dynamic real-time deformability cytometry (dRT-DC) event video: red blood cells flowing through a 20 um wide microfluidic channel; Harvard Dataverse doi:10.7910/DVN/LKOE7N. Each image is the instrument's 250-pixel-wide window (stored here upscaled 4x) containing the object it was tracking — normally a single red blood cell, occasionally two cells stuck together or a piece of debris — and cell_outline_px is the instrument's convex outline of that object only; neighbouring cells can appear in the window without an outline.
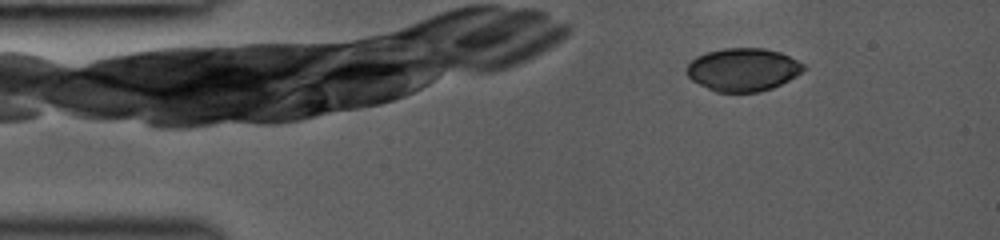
{"species": "common noctule bat (a hibernating species)", "species_latin": "Nyctalus noctula", "temperature_condition": "room temperature", "stored_images_in_passage": 17, "camera_frame_rate_fps": 3000, "um_per_image_px": 0.085, "animal": {"sex": "female", "body_mass_g": 19.0, "forearm_length_mm": 53.3}, "frame": {"image": 1, "passage_image": 1, "time_ms": 0.0, "image_size_px": [1000, 240], "cell_outline_px": [[808, 68], [796, 76], [772, 88], [760, 92], [716, 92], [692, 80], [688, 76], [688, 64], [696, 56], [704, 52], [724, 48], [764, 48], [780, 52], [804, 64]], "centroid_in_image_um": [63.17, 5.91], "position_along_channel_um": 21.8, "area_um2": 29.25}}
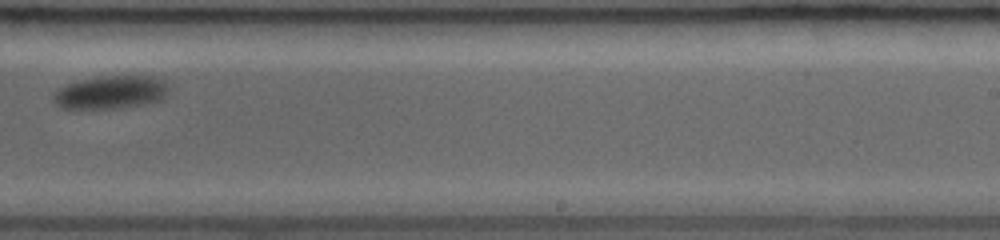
{"frame": {"image": 2, "passage_image": 13, "time_ms": 9.0, "image_size_px": [1000, 240], "cell_outline_px": [[168, 96], [164, 100], [144, 104], [116, 108], [64, 108], [56, 104], [52, 100], [52, 92], [68, 84], [100, 76], [152, 76], [168, 80]], "centroid_in_image_um": [9.49, 7.84], "position_along_channel_um": 279.5, "area_um2": 22.43}}
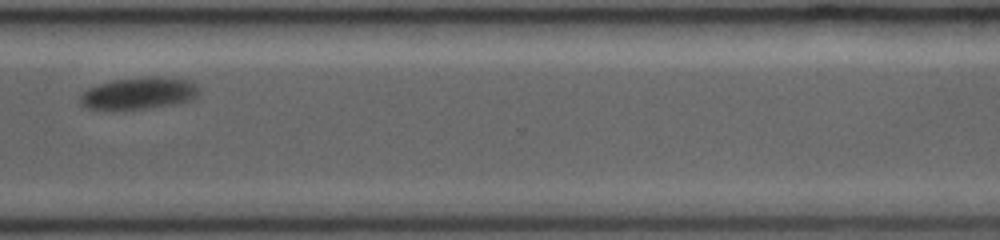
{"frame": {"image": 3, "passage_image": 16, "time_ms": 11.0, "image_size_px": [1000, 240], "cell_outline_px": [[200, 92], [192, 100], [180, 104], [148, 108], [88, 108], [80, 104], [80, 96], [88, 88], [112, 80], [148, 76], [176, 76], [192, 80], [200, 88]], "centroid_in_image_um": [11.94, 7.89], "position_along_channel_um": 358.7, "area_um2": 22.43}}